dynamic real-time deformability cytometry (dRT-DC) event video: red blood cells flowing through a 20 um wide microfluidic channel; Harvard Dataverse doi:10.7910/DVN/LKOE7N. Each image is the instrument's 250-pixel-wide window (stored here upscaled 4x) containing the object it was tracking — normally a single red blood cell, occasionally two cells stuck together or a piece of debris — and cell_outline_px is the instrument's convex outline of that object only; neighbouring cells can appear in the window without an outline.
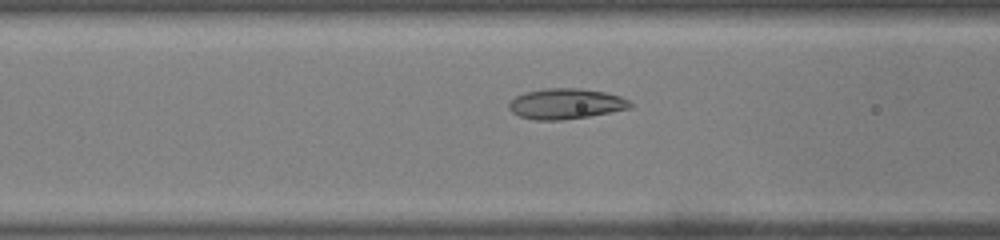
{"species": "common noctule bat (a hibernating species)", "species_latin": "Nyctalus noctula", "temperature_condition": "warm", "stored_images_in_passage": 44, "camera_frame_rate_fps": 3000, "um_per_image_px": 0.085, "animal": {"sex": "male", "body_mass_g": 19.0, "forearm_length_mm": 50.8}, "frame": {"image": 1, "passage_image": 14, "time_ms": 4.333, "image_size_px": [1000, 240], "cell_outline_px": [[632, 108], [588, 116], [560, 120], [536, 120], [520, 116], [512, 112], [508, 108], [508, 104], [516, 96], [524, 92], [544, 88], [580, 88], [604, 92], [620, 96], [628, 100], [632, 104]], "centroid_in_image_um": [48.08, 8.81], "position_along_channel_um": 118.5, "area_um2": 21.5}}
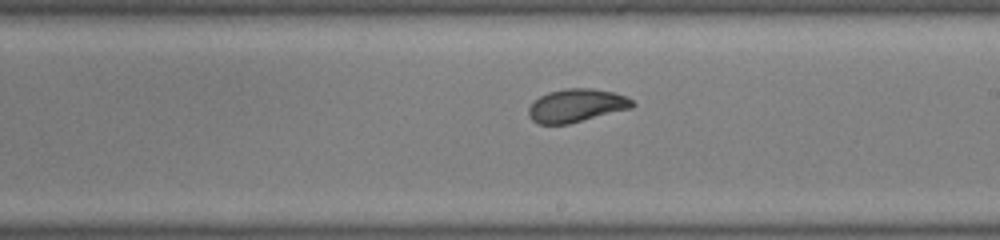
{"frame": {"image": 2, "passage_image": 23, "time_ms": 7.333, "image_size_px": [1000, 240], "cell_outline_px": [[636, 104], [632, 108], [568, 124], [540, 124], [532, 120], [528, 116], [528, 108], [540, 96], [548, 92], [564, 88], [592, 88], [612, 92], [624, 96], [632, 100]], "centroid_in_image_um": [48.99, 8.97], "position_along_channel_um": 240.0, "area_um2": 20.0}}
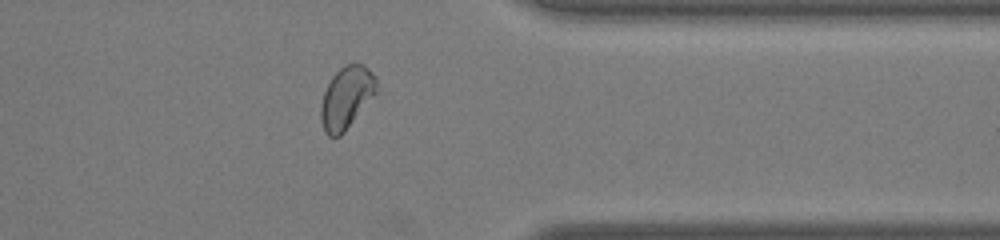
{"frame": {"image": 3, "passage_image": 34, "time_ms": 11.0, "image_size_px": [1000, 240], "cell_outline_px": [[376, 92], [344, 132], [340, 136], [328, 136], [324, 132], [320, 120], [320, 108], [324, 92], [332, 76], [344, 64], [364, 64], [376, 76]], "centroid_in_image_um": [29.42, 8.29], "position_along_channel_um": 382.0, "area_um2": 19.94}, "authors_computed_cell_mechanics": {"area_um2": 20.9814, "velocity_mm_per_s": 4.0604, "shape_relaxation_time_tau1_ms": 3.2246, "shape_relaxation_time_tau2_ms": 1.0839, "deformation_change_tau1": 0.1316, "deformation_change_tau2": 0.0601}}